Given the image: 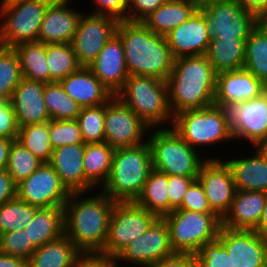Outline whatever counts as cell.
<instances>
[{"instance_id": "cell-1", "label": "cell", "mask_w": 267, "mask_h": 267, "mask_svg": "<svg viewBox=\"0 0 267 267\" xmlns=\"http://www.w3.org/2000/svg\"><path fill=\"white\" fill-rule=\"evenodd\" d=\"M84 194L71 193L64 204V234L81 253H101L115 201L101 190L90 197Z\"/></svg>"}, {"instance_id": "cell-2", "label": "cell", "mask_w": 267, "mask_h": 267, "mask_svg": "<svg viewBox=\"0 0 267 267\" xmlns=\"http://www.w3.org/2000/svg\"><path fill=\"white\" fill-rule=\"evenodd\" d=\"M116 35L121 39L129 76H152L166 81L174 58L164 36L142 22L119 21Z\"/></svg>"}, {"instance_id": "cell-3", "label": "cell", "mask_w": 267, "mask_h": 267, "mask_svg": "<svg viewBox=\"0 0 267 267\" xmlns=\"http://www.w3.org/2000/svg\"><path fill=\"white\" fill-rule=\"evenodd\" d=\"M216 74L206 55L174 59L171 73L166 80L173 116L184 110L213 105Z\"/></svg>"}, {"instance_id": "cell-4", "label": "cell", "mask_w": 267, "mask_h": 267, "mask_svg": "<svg viewBox=\"0 0 267 267\" xmlns=\"http://www.w3.org/2000/svg\"><path fill=\"white\" fill-rule=\"evenodd\" d=\"M153 169L148 142L114 150L109 177L101 188L115 202L136 201Z\"/></svg>"}, {"instance_id": "cell-5", "label": "cell", "mask_w": 267, "mask_h": 267, "mask_svg": "<svg viewBox=\"0 0 267 267\" xmlns=\"http://www.w3.org/2000/svg\"><path fill=\"white\" fill-rule=\"evenodd\" d=\"M115 96L150 128H163V125L165 128L170 123L172 126L174 116L170 110L166 81L152 76L131 75Z\"/></svg>"}, {"instance_id": "cell-6", "label": "cell", "mask_w": 267, "mask_h": 267, "mask_svg": "<svg viewBox=\"0 0 267 267\" xmlns=\"http://www.w3.org/2000/svg\"><path fill=\"white\" fill-rule=\"evenodd\" d=\"M151 132L147 142L153 168L166 175L198 177L201 166L208 159H221V156L203 159L199 149H193L172 127L153 128Z\"/></svg>"}, {"instance_id": "cell-7", "label": "cell", "mask_w": 267, "mask_h": 267, "mask_svg": "<svg viewBox=\"0 0 267 267\" xmlns=\"http://www.w3.org/2000/svg\"><path fill=\"white\" fill-rule=\"evenodd\" d=\"M53 0H1L0 46L38 41L39 30L48 5Z\"/></svg>"}, {"instance_id": "cell-8", "label": "cell", "mask_w": 267, "mask_h": 267, "mask_svg": "<svg viewBox=\"0 0 267 267\" xmlns=\"http://www.w3.org/2000/svg\"><path fill=\"white\" fill-rule=\"evenodd\" d=\"M170 231L175 253L195 254L199 248L218 238L222 219L216 213L175 209L163 217Z\"/></svg>"}, {"instance_id": "cell-9", "label": "cell", "mask_w": 267, "mask_h": 267, "mask_svg": "<svg viewBox=\"0 0 267 267\" xmlns=\"http://www.w3.org/2000/svg\"><path fill=\"white\" fill-rule=\"evenodd\" d=\"M193 149L233 141L231 130L217 105L184 110L173 117L171 126ZM197 146V147H196ZM197 148V149H196Z\"/></svg>"}, {"instance_id": "cell-10", "label": "cell", "mask_w": 267, "mask_h": 267, "mask_svg": "<svg viewBox=\"0 0 267 267\" xmlns=\"http://www.w3.org/2000/svg\"><path fill=\"white\" fill-rule=\"evenodd\" d=\"M157 218L135 201L115 202L101 254L117 257L131 241L144 234Z\"/></svg>"}, {"instance_id": "cell-11", "label": "cell", "mask_w": 267, "mask_h": 267, "mask_svg": "<svg viewBox=\"0 0 267 267\" xmlns=\"http://www.w3.org/2000/svg\"><path fill=\"white\" fill-rule=\"evenodd\" d=\"M222 112L234 140H245L255 148L267 139V91L245 102L214 103Z\"/></svg>"}, {"instance_id": "cell-12", "label": "cell", "mask_w": 267, "mask_h": 267, "mask_svg": "<svg viewBox=\"0 0 267 267\" xmlns=\"http://www.w3.org/2000/svg\"><path fill=\"white\" fill-rule=\"evenodd\" d=\"M205 24L211 38H248L259 19L236 0L200 2Z\"/></svg>"}, {"instance_id": "cell-13", "label": "cell", "mask_w": 267, "mask_h": 267, "mask_svg": "<svg viewBox=\"0 0 267 267\" xmlns=\"http://www.w3.org/2000/svg\"><path fill=\"white\" fill-rule=\"evenodd\" d=\"M104 126V142L114 149L147 142L145 137L152 130L115 95L106 103Z\"/></svg>"}, {"instance_id": "cell-14", "label": "cell", "mask_w": 267, "mask_h": 267, "mask_svg": "<svg viewBox=\"0 0 267 267\" xmlns=\"http://www.w3.org/2000/svg\"><path fill=\"white\" fill-rule=\"evenodd\" d=\"M119 21L106 15L85 12L71 42L80 66L88 67L104 45L116 34Z\"/></svg>"}, {"instance_id": "cell-15", "label": "cell", "mask_w": 267, "mask_h": 267, "mask_svg": "<svg viewBox=\"0 0 267 267\" xmlns=\"http://www.w3.org/2000/svg\"><path fill=\"white\" fill-rule=\"evenodd\" d=\"M174 254L167 222L164 218H157L144 234L131 241L116 258L119 262L147 267Z\"/></svg>"}, {"instance_id": "cell-16", "label": "cell", "mask_w": 267, "mask_h": 267, "mask_svg": "<svg viewBox=\"0 0 267 267\" xmlns=\"http://www.w3.org/2000/svg\"><path fill=\"white\" fill-rule=\"evenodd\" d=\"M70 194L49 163L17 184V197L38 208L64 206Z\"/></svg>"}, {"instance_id": "cell-17", "label": "cell", "mask_w": 267, "mask_h": 267, "mask_svg": "<svg viewBox=\"0 0 267 267\" xmlns=\"http://www.w3.org/2000/svg\"><path fill=\"white\" fill-rule=\"evenodd\" d=\"M234 267H267V237L254 230L221 227L218 238Z\"/></svg>"}, {"instance_id": "cell-18", "label": "cell", "mask_w": 267, "mask_h": 267, "mask_svg": "<svg viewBox=\"0 0 267 267\" xmlns=\"http://www.w3.org/2000/svg\"><path fill=\"white\" fill-rule=\"evenodd\" d=\"M197 179L204 188L211 209L222 219L237 191L230 168L222 159H208L201 166Z\"/></svg>"}, {"instance_id": "cell-19", "label": "cell", "mask_w": 267, "mask_h": 267, "mask_svg": "<svg viewBox=\"0 0 267 267\" xmlns=\"http://www.w3.org/2000/svg\"><path fill=\"white\" fill-rule=\"evenodd\" d=\"M70 0H53L42 20L38 41L44 44L71 43L83 12L68 6Z\"/></svg>"}, {"instance_id": "cell-20", "label": "cell", "mask_w": 267, "mask_h": 267, "mask_svg": "<svg viewBox=\"0 0 267 267\" xmlns=\"http://www.w3.org/2000/svg\"><path fill=\"white\" fill-rule=\"evenodd\" d=\"M166 41L174 59L184 56L205 55L211 40L199 9L185 22L169 32Z\"/></svg>"}, {"instance_id": "cell-21", "label": "cell", "mask_w": 267, "mask_h": 267, "mask_svg": "<svg viewBox=\"0 0 267 267\" xmlns=\"http://www.w3.org/2000/svg\"><path fill=\"white\" fill-rule=\"evenodd\" d=\"M88 67L102 84L116 95L129 77L121 39L115 34Z\"/></svg>"}, {"instance_id": "cell-22", "label": "cell", "mask_w": 267, "mask_h": 267, "mask_svg": "<svg viewBox=\"0 0 267 267\" xmlns=\"http://www.w3.org/2000/svg\"><path fill=\"white\" fill-rule=\"evenodd\" d=\"M267 91V85L245 68L216 74L214 103L245 102Z\"/></svg>"}, {"instance_id": "cell-23", "label": "cell", "mask_w": 267, "mask_h": 267, "mask_svg": "<svg viewBox=\"0 0 267 267\" xmlns=\"http://www.w3.org/2000/svg\"><path fill=\"white\" fill-rule=\"evenodd\" d=\"M85 144L64 145L53 150L48 162L70 193H89L95 189L84 175Z\"/></svg>"}, {"instance_id": "cell-24", "label": "cell", "mask_w": 267, "mask_h": 267, "mask_svg": "<svg viewBox=\"0 0 267 267\" xmlns=\"http://www.w3.org/2000/svg\"><path fill=\"white\" fill-rule=\"evenodd\" d=\"M45 83L22 78L10 99L18 126L50 121L44 102Z\"/></svg>"}, {"instance_id": "cell-25", "label": "cell", "mask_w": 267, "mask_h": 267, "mask_svg": "<svg viewBox=\"0 0 267 267\" xmlns=\"http://www.w3.org/2000/svg\"><path fill=\"white\" fill-rule=\"evenodd\" d=\"M60 83L65 92L82 108L103 105L114 96L91 69L85 66H80Z\"/></svg>"}, {"instance_id": "cell-26", "label": "cell", "mask_w": 267, "mask_h": 267, "mask_svg": "<svg viewBox=\"0 0 267 267\" xmlns=\"http://www.w3.org/2000/svg\"><path fill=\"white\" fill-rule=\"evenodd\" d=\"M265 203V192L236 191L222 226L233 230H255Z\"/></svg>"}, {"instance_id": "cell-27", "label": "cell", "mask_w": 267, "mask_h": 267, "mask_svg": "<svg viewBox=\"0 0 267 267\" xmlns=\"http://www.w3.org/2000/svg\"><path fill=\"white\" fill-rule=\"evenodd\" d=\"M222 160L230 168L237 191L267 192V159L257 148L251 157Z\"/></svg>"}, {"instance_id": "cell-28", "label": "cell", "mask_w": 267, "mask_h": 267, "mask_svg": "<svg viewBox=\"0 0 267 267\" xmlns=\"http://www.w3.org/2000/svg\"><path fill=\"white\" fill-rule=\"evenodd\" d=\"M200 7L198 0H182L177 3H163L142 23L154 33L166 36L173 29L187 21Z\"/></svg>"}, {"instance_id": "cell-29", "label": "cell", "mask_w": 267, "mask_h": 267, "mask_svg": "<svg viewBox=\"0 0 267 267\" xmlns=\"http://www.w3.org/2000/svg\"><path fill=\"white\" fill-rule=\"evenodd\" d=\"M24 229L36 248L60 238L64 235L63 206L38 208Z\"/></svg>"}, {"instance_id": "cell-30", "label": "cell", "mask_w": 267, "mask_h": 267, "mask_svg": "<svg viewBox=\"0 0 267 267\" xmlns=\"http://www.w3.org/2000/svg\"><path fill=\"white\" fill-rule=\"evenodd\" d=\"M81 252L65 234L36 248L28 259V267H76Z\"/></svg>"}, {"instance_id": "cell-31", "label": "cell", "mask_w": 267, "mask_h": 267, "mask_svg": "<svg viewBox=\"0 0 267 267\" xmlns=\"http://www.w3.org/2000/svg\"><path fill=\"white\" fill-rule=\"evenodd\" d=\"M247 38H211L206 57L216 73L244 68Z\"/></svg>"}, {"instance_id": "cell-32", "label": "cell", "mask_w": 267, "mask_h": 267, "mask_svg": "<svg viewBox=\"0 0 267 267\" xmlns=\"http://www.w3.org/2000/svg\"><path fill=\"white\" fill-rule=\"evenodd\" d=\"M114 150L106 142L85 144L84 175L95 189L100 185L103 187L109 177Z\"/></svg>"}, {"instance_id": "cell-33", "label": "cell", "mask_w": 267, "mask_h": 267, "mask_svg": "<svg viewBox=\"0 0 267 267\" xmlns=\"http://www.w3.org/2000/svg\"><path fill=\"white\" fill-rule=\"evenodd\" d=\"M22 76L36 82L49 83L50 71L46 60V44L39 41L25 42L13 47Z\"/></svg>"}, {"instance_id": "cell-34", "label": "cell", "mask_w": 267, "mask_h": 267, "mask_svg": "<svg viewBox=\"0 0 267 267\" xmlns=\"http://www.w3.org/2000/svg\"><path fill=\"white\" fill-rule=\"evenodd\" d=\"M244 68L267 85V20H259L246 39Z\"/></svg>"}, {"instance_id": "cell-35", "label": "cell", "mask_w": 267, "mask_h": 267, "mask_svg": "<svg viewBox=\"0 0 267 267\" xmlns=\"http://www.w3.org/2000/svg\"><path fill=\"white\" fill-rule=\"evenodd\" d=\"M167 185V175L153 168L135 202L158 218H163L169 214Z\"/></svg>"}, {"instance_id": "cell-36", "label": "cell", "mask_w": 267, "mask_h": 267, "mask_svg": "<svg viewBox=\"0 0 267 267\" xmlns=\"http://www.w3.org/2000/svg\"><path fill=\"white\" fill-rule=\"evenodd\" d=\"M43 97L52 120H73L80 114L82 107L65 92L60 82L46 83Z\"/></svg>"}, {"instance_id": "cell-37", "label": "cell", "mask_w": 267, "mask_h": 267, "mask_svg": "<svg viewBox=\"0 0 267 267\" xmlns=\"http://www.w3.org/2000/svg\"><path fill=\"white\" fill-rule=\"evenodd\" d=\"M16 140L42 162L50 161L53 148L49 138V121L19 127Z\"/></svg>"}, {"instance_id": "cell-38", "label": "cell", "mask_w": 267, "mask_h": 267, "mask_svg": "<svg viewBox=\"0 0 267 267\" xmlns=\"http://www.w3.org/2000/svg\"><path fill=\"white\" fill-rule=\"evenodd\" d=\"M46 60L50 82H60L80 67L71 43L46 44Z\"/></svg>"}, {"instance_id": "cell-39", "label": "cell", "mask_w": 267, "mask_h": 267, "mask_svg": "<svg viewBox=\"0 0 267 267\" xmlns=\"http://www.w3.org/2000/svg\"><path fill=\"white\" fill-rule=\"evenodd\" d=\"M38 207L18 197L0 205V235L22 230L32 221Z\"/></svg>"}, {"instance_id": "cell-40", "label": "cell", "mask_w": 267, "mask_h": 267, "mask_svg": "<svg viewBox=\"0 0 267 267\" xmlns=\"http://www.w3.org/2000/svg\"><path fill=\"white\" fill-rule=\"evenodd\" d=\"M44 162L28 151L19 141L10 146L6 171L16 184L28 178Z\"/></svg>"}, {"instance_id": "cell-41", "label": "cell", "mask_w": 267, "mask_h": 267, "mask_svg": "<svg viewBox=\"0 0 267 267\" xmlns=\"http://www.w3.org/2000/svg\"><path fill=\"white\" fill-rule=\"evenodd\" d=\"M105 110L103 105L81 108L80 114L76 118L82 133L84 143H103L105 141Z\"/></svg>"}, {"instance_id": "cell-42", "label": "cell", "mask_w": 267, "mask_h": 267, "mask_svg": "<svg viewBox=\"0 0 267 267\" xmlns=\"http://www.w3.org/2000/svg\"><path fill=\"white\" fill-rule=\"evenodd\" d=\"M22 78L19 59L14 49L0 46V98L10 100Z\"/></svg>"}, {"instance_id": "cell-43", "label": "cell", "mask_w": 267, "mask_h": 267, "mask_svg": "<svg viewBox=\"0 0 267 267\" xmlns=\"http://www.w3.org/2000/svg\"><path fill=\"white\" fill-rule=\"evenodd\" d=\"M49 138L53 150L64 145L85 144L76 119L50 120Z\"/></svg>"}, {"instance_id": "cell-44", "label": "cell", "mask_w": 267, "mask_h": 267, "mask_svg": "<svg viewBox=\"0 0 267 267\" xmlns=\"http://www.w3.org/2000/svg\"><path fill=\"white\" fill-rule=\"evenodd\" d=\"M36 247L29 241L25 229L9 231L0 235V252L29 259Z\"/></svg>"}, {"instance_id": "cell-45", "label": "cell", "mask_w": 267, "mask_h": 267, "mask_svg": "<svg viewBox=\"0 0 267 267\" xmlns=\"http://www.w3.org/2000/svg\"><path fill=\"white\" fill-rule=\"evenodd\" d=\"M195 256L198 267H234L226 248L218 239L202 245Z\"/></svg>"}, {"instance_id": "cell-46", "label": "cell", "mask_w": 267, "mask_h": 267, "mask_svg": "<svg viewBox=\"0 0 267 267\" xmlns=\"http://www.w3.org/2000/svg\"><path fill=\"white\" fill-rule=\"evenodd\" d=\"M179 209L201 213H215L208 202L204 188L198 179L188 187Z\"/></svg>"}, {"instance_id": "cell-47", "label": "cell", "mask_w": 267, "mask_h": 267, "mask_svg": "<svg viewBox=\"0 0 267 267\" xmlns=\"http://www.w3.org/2000/svg\"><path fill=\"white\" fill-rule=\"evenodd\" d=\"M195 179H197V177L167 175L169 214L173 210L179 209L181 207L183 197L188 187Z\"/></svg>"}, {"instance_id": "cell-48", "label": "cell", "mask_w": 267, "mask_h": 267, "mask_svg": "<svg viewBox=\"0 0 267 267\" xmlns=\"http://www.w3.org/2000/svg\"><path fill=\"white\" fill-rule=\"evenodd\" d=\"M19 126L11 101L0 98V138L17 139Z\"/></svg>"}, {"instance_id": "cell-49", "label": "cell", "mask_w": 267, "mask_h": 267, "mask_svg": "<svg viewBox=\"0 0 267 267\" xmlns=\"http://www.w3.org/2000/svg\"><path fill=\"white\" fill-rule=\"evenodd\" d=\"M92 14L106 15L118 21L127 20L128 0H93Z\"/></svg>"}, {"instance_id": "cell-50", "label": "cell", "mask_w": 267, "mask_h": 267, "mask_svg": "<svg viewBox=\"0 0 267 267\" xmlns=\"http://www.w3.org/2000/svg\"><path fill=\"white\" fill-rule=\"evenodd\" d=\"M163 3V0H128L127 21L142 22Z\"/></svg>"}, {"instance_id": "cell-51", "label": "cell", "mask_w": 267, "mask_h": 267, "mask_svg": "<svg viewBox=\"0 0 267 267\" xmlns=\"http://www.w3.org/2000/svg\"><path fill=\"white\" fill-rule=\"evenodd\" d=\"M116 257L101 253H81L76 267H119Z\"/></svg>"}, {"instance_id": "cell-52", "label": "cell", "mask_w": 267, "mask_h": 267, "mask_svg": "<svg viewBox=\"0 0 267 267\" xmlns=\"http://www.w3.org/2000/svg\"><path fill=\"white\" fill-rule=\"evenodd\" d=\"M147 267H198L195 254L176 253Z\"/></svg>"}, {"instance_id": "cell-53", "label": "cell", "mask_w": 267, "mask_h": 267, "mask_svg": "<svg viewBox=\"0 0 267 267\" xmlns=\"http://www.w3.org/2000/svg\"><path fill=\"white\" fill-rule=\"evenodd\" d=\"M17 197V184L6 170H0V205Z\"/></svg>"}, {"instance_id": "cell-54", "label": "cell", "mask_w": 267, "mask_h": 267, "mask_svg": "<svg viewBox=\"0 0 267 267\" xmlns=\"http://www.w3.org/2000/svg\"><path fill=\"white\" fill-rule=\"evenodd\" d=\"M243 9L252 12L259 20H267V0H236Z\"/></svg>"}, {"instance_id": "cell-55", "label": "cell", "mask_w": 267, "mask_h": 267, "mask_svg": "<svg viewBox=\"0 0 267 267\" xmlns=\"http://www.w3.org/2000/svg\"><path fill=\"white\" fill-rule=\"evenodd\" d=\"M0 267H28V260L0 252Z\"/></svg>"}, {"instance_id": "cell-56", "label": "cell", "mask_w": 267, "mask_h": 267, "mask_svg": "<svg viewBox=\"0 0 267 267\" xmlns=\"http://www.w3.org/2000/svg\"><path fill=\"white\" fill-rule=\"evenodd\" d=\"M16 139L0 138V170H6L9 150L12 142Z\"/></svg>"}, {"instance_id": "cell-57", "label": "cell", "mask_w": 267, "mask_h": 267, "mask_svg": "<svg viewBox=\"0 0 267 267\" xmlns=\"http://www.w3.org/2000/svg\"><path fill=\"white\" fill-rule=\"evenodd\" d=\"M260 235L267 237V192H265V203L261 218L258 222L257 228L254 230Z\"/></svg>"}, {"instance_id": "cell-58", "label": "cell", "mask_w": 267, "mask_h": 267, "mask_svg": "<svg viewBox=\"0 0 267 267\" xmlns=\"http://www.w3.org/2000/svg\"><path fill=\"white\" fill-rule=\"evenodd\" d=\"M255 148H257L267 159V139L262 140Z\"/></svg>"}, {"instance_id": "cell-59", "label": "cell", "mask_w": 267, "mask_h": 267, "mask_svg": "<svg viewBox=\"0 0 267 267\" xmlns=\"http://www.w3.org/2000/svg\"><path fill=\"white\" fill-rule=\"evenodd\" d=\"M180 1H182V0H163L164 3H177Z\"/></svg>"}]
</instances>
